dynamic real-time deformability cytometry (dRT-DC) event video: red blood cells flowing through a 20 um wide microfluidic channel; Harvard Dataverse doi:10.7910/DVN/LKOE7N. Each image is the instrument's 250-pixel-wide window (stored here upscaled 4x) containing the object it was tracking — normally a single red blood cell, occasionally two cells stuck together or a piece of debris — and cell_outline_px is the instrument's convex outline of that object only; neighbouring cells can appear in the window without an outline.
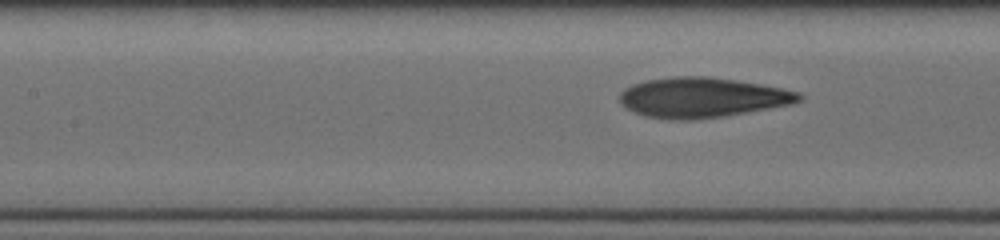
{"species": "human", "species_latin": "Homo sapiens", "temperature_condition": "cold", "stored_images_in_passage": 5, "segment_of_instrument_passage": [2, 2], "camera_frame_rate_fps": 3000, "um_per_image_px": 0.085, "donor": {"sex": "male"}, "frame": {"image": 1, "passage_image": 5, "time_ms": 3.667, "image_size_px": [1000, 240], "cell_outline_px": [[804, 96], [800, 100], [792, 104], [724, 116], [692, 120], [668, 120], [644, 116], [628, 108], [620, 100], [620, 92], [624, 88], [632, 84], [644, 80], [676, 76], [708, 76], [736, 80], [760, 84], [800, 92]], "centroid_in_image_um": [59.68, 8.28], "position_along_channel_um": 147.7, "area_um2": 41.85}}